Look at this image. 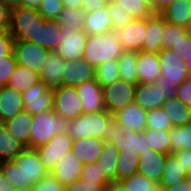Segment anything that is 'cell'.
Instances as JSON below:
<instances>
[{"label":"cell","mask_w":191,"mask_h":191,"mask_svg":"<svg viewBox=\"0 0 191 191\" xmlns=\"http://www.w3.org/2000/svg\"><path fill=\"white\" fill-rule=\"evenodd\" d=\"M83 166V162L71 150L63 155L50 173L65 187L80 179Z\"/></svg>","instance_id":"obj_18"},{"label":"cell","mask_w":191,"mask_h":191,"mask_svg":"<svg viewBox=\"0 0 191 191\" xmlns=\"http://www.w3.org/2000/svg\"><path fill=\"white\" fill-rule=\"evenodd\" d=\"M170 49L174 51L179 59L187 62L188 56L191 53V32L188 31L186 35L180 38Z\"/></svg>","instance_id":"obj_52"},{"label":"cell","mask_w":191,"mask_h":191,"mask_svg":"<svg viewBox=\"0 0 191 191\" xmlns=\"http://www.w3.org/2000/svg\"><path fill=\"white\" fill-rule=\"evenodd\" d=\"M12 160L24 174V191H31L34 184L49 173L34 148L26 147Z\"/></svg>","instance_id":"obj_7"},{"label":"cell","mask_w":191,"mask_h":191,"mask_svg":"<svg viewBox=\"0 0 191 191\" xmlns=\"http://www.w3.org/2000/svg\"><path fill=\"white\" fill-rule=\"evenodd\" d=\"M17 62L14 55L0 57V87L7 85L10 76L16 69Z\"/></svg>","instance_id":"obj_49"},{"label":"cell","mask_w":191,"mask_h":191,"mask_svg":"<svg viewBox=\"0 0 191 191\" xmlns=\"http://www.w3.org/2000/svg\"><path fill=\"white\" fill-rule=\"evenodd\" d=\"M144 1L153 12L159 13V0H144Z\"/></svg>","instance_id":"obj_63"},{"label":"cell","mask_w":191,"mask_h":191,"mask_svg":"<svg viewBox=\"0 0 191 191\" xmlns=\"http://www.w3.org/2000/svg\"><path fill=\"white\" fill-rule=\"evenodd\" d=\"M120 78L117 60L107 61L95 68V80L103 87Z\"/></svg>","instance_id":"obj_41"},{"label":"cell","mask_w":191,"mask_h":191,"mask_svg":"<svg viewBox=\"0 0 191 191\" xmlns=\"http://www.w3.org/2000/svg\"><path fill=\"white\" fill-rule=\"evenodd\" d=\"M65 60L56 52L50 51L40 71V81L49 88L62 85Z\"/></svg>","instance_id":"obj_24"},{"label":"cell","mask_w":191,"mask_h":191,"mask_svg":"<svg viewBox=\"0 0 191 191\" xmlns=\"http://www.w3.org/2000/svg\"><path fill=\"white\" fill-rule=\"evenodd\" d=\"M50 50L30 41L15 40L13 54L18 65L39 72Z\"/></svg>","instance_id":"obj_10"},{"label":"cell","mask_w":191,"mask_h":191,"mask_svg":"<svg viewBox=\"0 0 191 191\" xmlns=\"http://www.w3.org/2000/svg\"><path fill=\"white\" fill-rule=\"evenodd\" d=\"M24 110L22 93L7 85L0 87V122Z\"/></svg>","instance_id":"obj_26"},{"label":"cell","mask_w":191,"mask_h":191,"mask_svg":"<svg viewBox=\"0 0 191 191\" xmlns=\"http://www.w3.org/2000/svg\"><path fill=\"white\" fill-rule=\"evenodd\" d=\"M189 30L182 26L171 24L164 19V32L162 35L163 48L170 49L180 38H183Z\"/></svg>","instance_id":"obj_45"},{"label":"cell","mask_w":191,"mask_h":191,"mask_svg":"<svg viewBox=\"0 0 191 191\" xmlns=\"http://www.w3.org/2000/svg\"><path fill=\"white\" fill-rule=\"evenodd\" d=\"M124 51L114 31L101 35L88 36L83 58L94 68L110 61L118 60Z\"/></svg>","instance_id":"obj_3"},{"label":"cell","mask_w":191,"mask_h":191,"mask_svg":"<svg viewBox=\"0 0 191 191\" xmlns=\"http://www.w3.org/2000/svg\"><path fill=\"white\" fill-rule=\"evenodd\" d=\"M0 191H17V189L5 179L1 170H0Z\"/></svg>","instance_id":"obj_60"},{"label":"cell","mask_w":191,"mask_h":191,"mask_svg":"<svg viewBox=\"0 0 191 191\" xmlns=\"http://www.w3.org/2000/svg\"><path fill=\"white\" fill-rule=\"evenodd\" d=\"M136 84L119 78L110 85L102 87L106 110L113 114L123 107L134 103Z\"/></svg>","instance_id":"obj_8"},{"label":"cell","mask_w":191,"mask_h":191,"mask_svg":"<svg viewBox=\"0 0 191 191\" xmlns=\"http://www.w3.org/2000/svg\"><path fill=\"white\" fill-rule=\"evenodd\" d=\"M137 56L138 51L124 50L117 60L120 78L133 84H137Z\"/></svg>","instance_id":"obj_35"},{"label":"cell","mask_w":191,"mask_h":191,"mask_svg":"<svg viewBox=\"0 0 191 191\" xmlns=\"http://www.w3.org/2000/svg\"><path fill=\"white\" fill-rule=\"evenodd\" d=\"M137 83H155L161 75L158 53L138 51Z\"/></svg>","instance_id":"obj_21"},{"label":"cell","mask_w":191,"mask_h":191,"mask_svg":"<svg viewBox=\"0 0 191 191\" xmlns=\"http://www.w3.org/2000/svg\"><path fill=\"white\" fill-rule=\"evenodd\" d=\"M26 146L7 129L4 122H0V162L12 160Z\"/></svg>","instance_id":"obj_32"},{"label":"cell","mask_w":191,"mask_h":191,"mask_svg":"<svg viewBox=\"0 0 191 191\" xmlns=\"http://www.w3.org/2000/svg\"><path fill=\"white\" fill-rule=\"evenodd\" d=\"M86 12L80 8L63 7L58 17L60 27H67L70 30H79L83 28Z\"/></svg>","instance_id":"obj_39"},{"label":"cell","mask_w":191,"mask_h":191,"mask_svg":"<svg viewBox=\"0 0 191 191\" xmlns=\"http://www.w3.org/2000/svg\"><path fill=\"white\" fill-rule=\"evenodd\" d=\"M31 191H65V187L51 173H48L34 184Z\"/></svg>","instance_id":"obj_51"},{"label":"cell","mask_w":191,"mask_h":191,"mask_svg":"<svg viewBox=\"0 0 191 191\" xmlns=\"http://www.w3.org/2000/svg\"><path fill=\"white\" fill-rule=\"evenodd\" d=\"M188 30L191 32V20H190V24H189Z\"/></svg>","instance_id":"obj_68"},{"label":"cell","mask_w":191,"mask_h":191,"mask_svg":"<svg viewBox=\"0 0 191 191\" xmlns=\"http://www.w3.org/2000/svg\"><path fill=\"white\" fill-rule=\"evenodd\" d=\"M174 0H159V13L169 6Z\"/></svg>","instance_id":"obj_64"},{"label":"cell","mask_w":191,"mask_h":191,"mask_svg":"<svg viewBox=\"0 0 191 191\" xmlns=\"http://www.w3.org/2000/svg\"><path fill=\"white\" fill-rule=\"evenodd\" d=\"M63 7L62 0H42L38 12L46 20H57Z\"/></svg>","instance_id":"obj_47"},{"label":"cell","mask_w":191,"mask_h":191,"mask_svg":"<svg viewBox=\"0 0 191 191\" xmlns=\"http://www.w3.org/2000/svg\"><path fill=\"white\" fill-rule=\"evenodd\" d=\"M42 0H20L17 5H20L25 8H31L38 10Z\"/></svg>","instance_id":"obj_59"},{"label":"cell","mask_w":191,"mask_h":191,"mask_svg":"<svg viewBox=\"0 0 191 191\" xmlns=\"http://www.w3.org/2000/svg\"><path fill=\"white\" fill-rule=\"evenodd\" d=\"M10 6L17 5L20 0H5Z\"/></svg>","instance_id":"obj_66"},{"label":"cell","mask_w":191,"mask_h":191,"mask_svg":"<svg viewBox=\"0 0 191 191\" xmlns=\"http://www.w3.org/2000/svg\"><path fill=\"white\" fill-rule=\"evenodd\" d=\"M143 132L152 150L165 155L171 153L169 130L146 128Z\"/></svg>","instance_id":"obj_38"},{"label":"cell","mask_w":191,"mask_h":191,"mask_svg":"<svg viewBox=\"0 0 191 191\" xmlns=\"http://www.w3.org/2000/svg\"><path fill=\"white\" fill-rule=\"evenodd\" d=\"M169 97V91L162 85L137 83L135 86L134 102L146 111L162 106Z\"/></svg>","instance_id":"obj_15"},{"label":"cell","mask_w":191,"mask_h":191,"mask_svg":"<svg viewBox=\"0 0 191 191\" xmlns=\"http://www.w3.org/2000/svg\"><path fill=\"white\" fill-rule=\"evenodd\" d=\"M161 107L168 115L173 127L191 122V107L184 104L176 96L168 97Z\"/></svg>","instance_id":"obj_28"},{"label":"cell","mask_w":191,"mask_h":191,"mask_svg":"<svg viewBox=\"0 0 191 191\" xmlns=\"http://www.w3.org/2000/svg\"><path fill=\"white\" fill-rule=\"evenodd\" d=\"M9 27H0V38L8 32Z\"/></svg>","instance_id":"obj_65"},{"label":"cell","mask_w":191,"mask_h":191,"mask_svg":"<svg viewBox=\"0 0 191 191\" xmlns=\"http://www.w3.org/2000/svg\"><path fill=\"white\" fill-rule=\"evenodd\" d=\"M0 170L5 179L10 182L17 191H24V174L22 170L16 166L13 160L0 162Z\"/></svg>","instance_id":"obj_43"},{"label":"cell","mask_w":191,"mask_h":191,"mask_svg":"<svg viewBox=\"0 0 191 191\" xmlns=\"http://www.w3.org/2000/svg\"><path fill=\"white\" fill-rule=\"evenodd\" d=\"M175 96L184 104L191 107V80L183 81L178 86Z\"/></svg>","instance_id":"obj_53"},{"label":"cell","mask_w":191,"mask_h":191,"mask_svg":"<svg viewBox=\"0 0 191 191\" xmlns=\"http://www.w3.org/2000/svg\"><path fill=\"white\" fill-rule=\"evenodd\" d=\"M117 157V147L105 142L96 163L104 171V177L109 183L117 181Z\"/></svg>","instance_id":"obj_31"},{"label":"cell","mask_w":191,"mask_h":191,"mask_svg":"<svg viewBox=\"0 0 191 191\" xmlns=\"http://www.w3.org/2000/svg\"><path fill=\"white\" fill-rule=\"evenodd\" d=\"M172 127L173 125L162 107L147 111L146 128L170 130Z\"/></svg>","instance_id":"obj_44"},{"label":"cell","mask_w":191,"mask_h":191,"mask_svg":"<svg viewBox=\"0 0 191 191\" xmlns=\"http://www.w3.org/2000/svg\"><path fill=\"white\" fill-rule=\"evenodd\" d=\"M113 119L107 110L95 113H82L77 118L70 120L67 134L73 140L82 137H96L104 139L107 124Z\"/></svg>","instance_id":"obj_5"},{"label":"cell","mask_w":191,"mask_h":191,"mask_svg":"<svg viewBox=\"0 0 191 191\" xmlns=\"http://www.w3.org/2000/svg\"><path fill=\"white\" fill-rule=\"evenodd\" d=\"M139 154L132 150L123 151L118 150L117 157V181H120L126 177L132 176L137 173L139 164Z\"/></svg>","instance_id":"obj_34"},{"label":"cell","mask_w":191,"mask_h":191,"mask_svg":"<svg viewBox=\"0 0 191 191\" xmlns=\"http://www.w3.org/2000/svg\"><path fill=\"white\" fill-rule=\"evenodd\" d=\"M189 176L184 172L181 162L174 153L166 155V162L162 178L159 182V189L162 191L168 186H173Z\"/></svg>","instance_id":"obj_29"},{"label":"cell","mask_w":191,"mask_h":191,"mask_svg":"<svg viewBox=\"0 0 191 191\" xmlns=\"http://www.w3.org/2000/svg\"><path fill=\"white\" fill-rule=\"evenodd\" d=\"M15 39L11 36L9 32H7L3 37L0 38V57L4 55H14Z\"/></svg>","instance_id":"obj_54"},{"label":"cell","mask_w":191,"mask_h":191,"mask_svg":"<svg viewBox=\"0 0 191 191\" xmlns=\"http://www.w3.org/2000/svg\"><path fill=\"white\" fill-rule=\"evenodd\" d=\"M146 114L147 111L134 102L116 111L112 116L126 130L143 132L146 129Z\"/></svg>","instance_id":"obj_19"},{"label":"cell","mask_w":191,"mask_h":191,"mask_svg":"<svg viewBox=\"0 0 191 191\" xmlns=\"http://www.w3.org/2000/svg\"><path fill=\"white\" fill-rule=\"evenodd\" d=\"M109 0H82L80 9L83 12H93L106 5H108Z\"/></svg>","instance_id":"obj_56"},{"label":"cell","mask_w":191,"mask_h":191,"mask_svg":"<svg viewBox=\"0 0 191 191\" xmlns=\"http://www.w3.org/2000/svg\"><path fill=\"white\" fill-rule=\"evenodd\" d=\"M178 158L179 162L183 166L184 172L190 176L191 175V150H179L173 152Z\"/></svg>","instance_id":"obj_55"},{"label":"cell","mask_w":191,"mask_h":191,"mask_svg":"<svg viewBox=\"0 0 191 191\" xmlns=\"http://www.w3.org/2000/svg\"><path fill=\"white\" fill-rule=\"evenodd\" d=\"M104 140L96 137H82L73 140L71 150L83 164H90L99 159L104 146Z\"/></svg>","instance_id":"obj_25"},{"label":"cell","mask_w":191,"mask_h":191,"mask_svg":"<svg viewBox=\"0 0 191 191\" xmlns=\"http://www.w3.org/2000/svg\"><path fill=\"white\" fill-rule=\"evenodd\" d=\"M125 10L133 19L148 18L153 11L144 0H111Z\"/></svg>","instance_id":"obj_42"},{"label":"cell","mask_w":191,"mask_h":191,"mask_svg":"<svg viewBox=\"0 0 191 191\" xmlns=\"http://www.w3.org/2000/svg\"><path fill=\"white\" fill-rule=\"evenodd\" d=\"M53 110L69 121L83 113L81 99L76 87L60 85L53 88Z\"/></svg>","instance_id":"obj_9"},{"label":"cell","mask_w":191,"mask_h":191,"mask_svg":"<svg viewBox=\"0 0 191 191\" xmlns=\"http://www.w3.org/2000/svg\"><path fill=\"white\" fill-rule=\"evenodd\" d=\"M161 75L155 85H162L169 91V97L175 96L178 86L188 79L189 70L182 59H179L172 49L163 48L159 53Z\"/></svg>","instance_id":"obj_4"},{"label":"cell","mask_w":191,"mask_h":191,"mask_svg":"<svg viewBox=\"0 0 191 191\" xmlns=\"http://www.w3.org/2000/svg\"><path fill=\"white\" fill-rule=\"evenodd\" d=\"M64 7H74V8H80L82 4V0H62Z\"/></svg>","instance_id":"obj_62"},{"label":"cell","mask_w":191,"mask_h":191,"mask_svg":"<svg viewBox=\"0 0 191 191\" xmlns=\"http://www.w3.org/2000/svg\"><path fill=\"white\" fill-rule=\"evenodd\" d=\"M114 33L124 50L141 51L147 35L146 18L134 19Z\"/></svg>","instance_id":"obj_14"},{"label":"cell","mask_w":191,"mask_h":191,"mask_svg":"<svg viewBox=\"0 0 191 191\" xmlns=\"http://www.w3.org/2000/svg\"><path fill=\"white\" fill-rule=\"evenodd\" d=\"M80 179L94 183H109L104 177V171L97 165L96 162L85 164L83 166Z\"/></svg>","instance_id":"obj_48"},{"label":"cell","mask_w":191,"mask_h":191,"mask_svg":"<svg viewBox=\"0 0 191 191\" xmlns=\"http://www.w3.org/2000/svg\"><path fill=\"white\" fill-rule=\"evenodd\" d=\"M147 35L141 51L159 53L162 49V35L164 32V18L160 13L153 12L146 18Z\"/></svg>","instance_id":"obj_22"},{"label":"cell","mask_w":191,"mask_h":191,"mask_svg":"<svg viewBox=\"0 0 191 191\" xmlns=\"http://www.w3.org/2000/svg\"><path fill=\"white\" fill-rule=\"evenodd\" d=\"M137 172L159 184L165 167L166 155L152 149L139 154Z\"/></svg>","instance_id":"obj_20"},{"label":"cell","mask_w":191,"mask_h":191,"mask_svg":"<svg viewBox=\"0 0 191 191\" xmlns=\"http://www.w3.org/2000/svg\"><path fill=\"white\" fill-rule=\"evenodd\" d=\"M160 14L165 21L188 29L191 20V1L174 0Z\"/></svg>","instance_id":"obj_27"},{"label":"cell","mask_w":191,"mask_h":191,"mask_svg":"<svg viewBox=\"0 0 191 191\" xmlns=\"http://www.w3.org/2000/svg\"><path fill=\"white\" fill-rule=\"evenodd\" d=\"M188 79L191 80V71H189Z\"/></svg>","instance_id":"obj_69"},{"label":"cell","mask_w":191,"mask_h":191,"mask_svg":"<svg viewBox=\"0 0 191 191\" xmlns=\"http://www.w3.org/2000/svg\"><path fill=\"white\" fill-rule=\"evenodd\" d=\"M88 35L82 30H70L60 27L59 45L56 52L65 61H74L82 58Z\"/></svg>","instance_id":"obj_11"},{"label":"cell","mask_w":191,"mask_h":191,"mask_svg":"<svg viewBox=\"0 0 191 191\" xmlns=\"http://www.w3.org/2000/svg\"><path fill=\"white\" fill-rule=\"evenodd\" d=\"M108 9L110 17L112 18L113 31H117L125 27L128 23L134 19L125 10L121 9L116 3L109 0Z\"/></svg>","instance_id":"obj_46"},{"label":"cell","mask_w":191,"mask_h":191,"mask_svg":"<svg viewBox=\"0 0 191 191\" xmlns=\"http://www.w3.org/2000/svg\"><path fill=\"white\" fill-rule=\"evenodd\" d=\"M46 19L31 8L20 5L11 6L8 32L15 40L30 41L38 45V33Z\"/></svg>","instance_id":"obj_1"},{"label":"cell","mask_w":191,"mask_h":191,"mask_svg":"<svg viewBox=\"0 0 191 191\" xmlns=\"http://www.w3.org/2000/svg\"><path fill=\"white\" fill-rule=\"evenodd\" d=\"M106 191H127L120 181L110 182Z\"/></svg>","instance_id":"obj_61"},{"label":"cell","mask_w":191,"mask_h":191,"mask_svg":"<svg viewBox=\"0 0 191 191\" xmlns=\"http://www.w3.org/2000/svg\"><path fill=\"white\" fill-rule=\"evenodd\" d=\"M69 120L58 116L54 110L32 115V124L29 136V148H38L45 145L52 137L67 133Z\"/></svg>","instance_id":"obj_2"},{"label":"cell","mask_w":191,"mask_h":191,"mask_svg":"<svg viewBox=\"0 0 191 191\" xmlns=\"http://www.w3.org/2000/svg\"><path fill=\"white\" fill-rule=\"evenodd\" d=\"M38 82H40L39 72L17 64L15 71L8 80L7 86L23 93L31 85Z\"/></svg>","instance_id":"obj_33"},{"label":"cell","mask_w":191,"mask_h":191,"mask_svg":"<svg viewBox=\"0 0 191 191\" xmlns=\"http://www.w3.org/2000/svg\"><path fill=\"white\" fill-rule=\"evenodd\" d=\"M11 6L5 1L0 0V27H9Z\"/></svg>","instance_id":"obj_57"},{"label":"cell","mask_w":191,"mask_h":191,"mask_svg":"<svg viewBox=\"0 0 191 191\" xmlns=\"http://www.w3.org/2000/svg\"><path fill=\"white\" fill-rule=\"evenodd\" d=\"M82 30L88 35H101L113 32L112 18L108 5L85 15Z\"/></svg>","instance_id":"obj_23"},{"label":"cell","mask_w":191,"mask_h":191,"mask_svg":"<svg viewBox=\"0 0 191 191\" xmlns=\"http://www.w3.org/2000/svg\"><path fill=\"white\" fill-rule=\"evenodd\" d=\"M171 153L179 150H191V122L172 127L169 130Z\"/></svg>","instance_id":"obj_37"},{"label":"cell","mask_w":191,"mask_h":191,"mask_svg":"<svg viewBox=\"0 0 191 191\" xmlns=\"http://www.w3.org/2000/svg\"><path fill=\"white\" fill-rule=\"evenodd\" d=\"M24 110L31 115L53 110L54 92L43 82L31 85L22 93Z\"/></svg>","instance_id":"obj_12"},{"label":"cell","mask_w":191,"mask_h":191,"mask_svg":"<svg viewBox=\"0 0 191 191\" xmlns=\"http://www.w3.org/2000/svg\"><path fill=\"white\" fill-rule=\"evenodd\" d=\"M162 191H191V180L186 178L185 180L174 184L173 186H168Z\"/></svg>","instance_id":"obj_58"},{"label":"cell","mask_w":191,"mask_h":191,"mask_svg":"<svg viewBox=\"0 0 191 191\" xmlns=\"http://www.w3.org/2000/svg\"><path fill=\"white\" fill-rule=\"evenodd\" d=\"M76 90L81 99L83 113H95L106 110L102 86L95 79L76 86Z\"/></svg>","instance_id":"obj_16"},{"label":"cell","mask_w":191,"mask_h":191,"mask_svg":"<svg viewBox=\"0 0 191 191\" xmlns=\"http://www.w3.org/2000/svg\"><path fill=\"white\" fill-rule=\"evenodd\" d=\"M92 79H95V68L83 57L74 61H65L62 85L76 87Z\"/></svg>","instance_id":"obj_17"},{"label":"cell","mask_w":191,"mask_h":191,"mask_svg":"<svg viewBox=\"0 0 191 191\" xmlns=\"http://www.w3.org/2000/svg\"><path fill=\"white\" fill-rule=\"evenodd\" d=\"M60 25L58 20H46L44 27L38 33V45L50 51H55L59 45Z\"/></svg>","instance_id":"obj_36"},{"label":"cell","mask_w":191,"mask_h":191,"mask_svg":"<svg viewBox=\"0 0 191 191\" xmlns=\"http://www.w3.org/2000/svg\"><path fill=\"white\" fill-rule=\"evenodd\" d=\"M4 123L7 126L8 131L29 148L32 115L26 110H23Z\"/></svg>","instance_id":"obj_30"},{"label":"cell","mask_w":191,"mask_h":191,"mask_svg":"<svg viewBox=\"0 0 191 191\" xmlns=\"http://www.w3.org/2000/svg\"><path fill=\"white\" fill-rule=\"evenodd\" d=\"M73 138L65 134H59L52 137L45 145L36 148L39 158L44 163L49 173L60 161L63 155L71 151Z\"/></svg>","instance_id":"obj_13"},{"label":"cell","mask_w":191,"mask_h":191,"mask_svg":"<svg viewBox=\"0 0 191 191\" xmlns=\"http://www.w3.org/2000/svg\"><path fill=\"white\" fill-rule=\"evenodd\" d=\"M120 182L127 191H160L159 184L140 173H134Z\"/></svg>","instance_id":"obj_40"},{"label":"cell","mask_w":191,"mask_h":191,"mask_svg":"<svg viewBox=\"0 0 191 191\" xmlns=\"http://www.w3.org/2000/svg\"><path fill=\"white\" fill-rule=\"evenodd\" d=\"M108 185L109 183H94L77 179L65 186V191H106Z\"/></svg>","instance_id":"obj_50"},{"label":"cell","mask_w":191,"mask_h":191,"mask_svg":"<svg viewBox=\"0 0 191 191\" xmlns=\"http://www.w3.org/2000/svg\"><path fill=\"white\" fill-rule=\"evenodd\" d=\"M103 140L112 143L118 150L131 151L132 149L138 154L151 149L144 132L126 130L114 119L107 124Z\"/></svg>","instance_id":"obj_6"},{"label":"cell","mask_w":191,"mask_h":191,"mask_svg":"<svg viewBox=\"0 0 191 191\" xmlns=\"http://www.w3.org/2000/svg\"><path fill=\"white\" fill-rule=\"evenodd\" d=\"M188 70L191 71V53L188 56V61L186 62Z\"/></svg>","instance_id":"obj_67"}]
</instances>
